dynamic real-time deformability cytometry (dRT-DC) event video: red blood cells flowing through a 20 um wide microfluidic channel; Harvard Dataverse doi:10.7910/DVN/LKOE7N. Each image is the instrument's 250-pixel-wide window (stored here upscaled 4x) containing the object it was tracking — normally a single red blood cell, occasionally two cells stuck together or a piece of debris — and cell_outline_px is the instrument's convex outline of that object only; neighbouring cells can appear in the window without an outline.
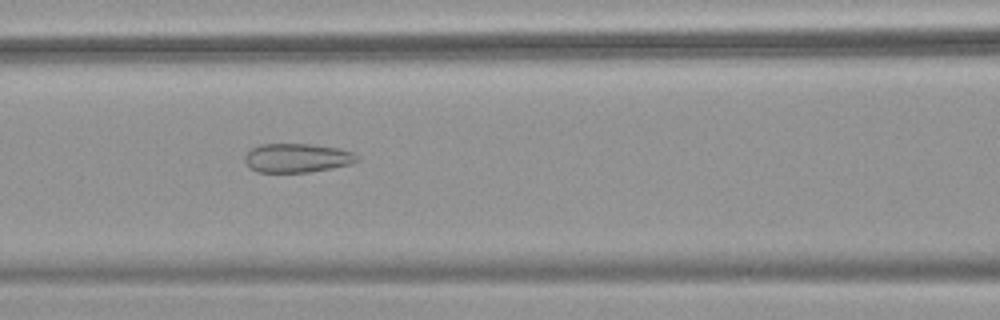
{"species": "common noctule bat (a hibernating species)", "species_latin": "Nyctalus noctula", "temperature_condition": "warm", "stored_images_in_passage": 53, "camera_frame_rate_fps": 3000, "um_per_image_px": 0.085, "animal": {"sex": "female", "body_mass_g": 18.4}, "frame": {"image": 1, "passage_image": 24, "time_ms": 7.667, "image_size_px": [1000, 320], "cell_outline_px": [[360, 160], [352, 164], [332, 168], [308, 172], [256, 172], [248, 168], [244, 160], [244, 156], [252, 148], [260, 144], [312, 144], [340, 148], [352, 152], [360, 156]], "centroid_in_image_um": [25.27, 13.43], "position_along_channel_um": 141.3, "area_um2": 19.25}}
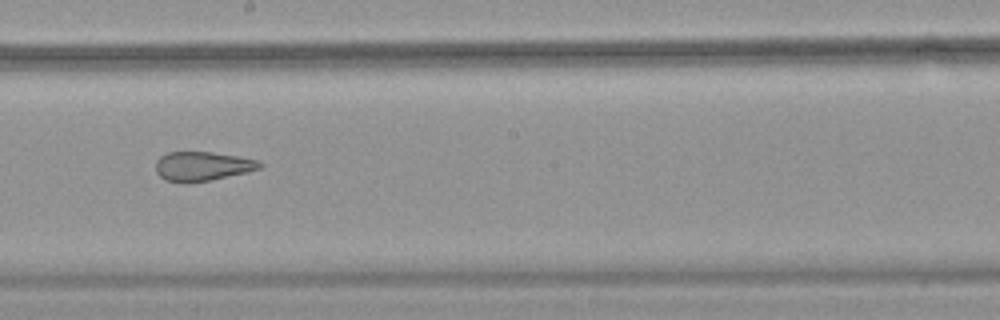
{"frame": {"image": 2, "passage_image": 31, "time_ms": 10.0, "image_size_px": [1000, 320], "cell_outline_px": [[264, 164], [260, 168], [248, 172], [212, 180], [184, 184], [164, 180], [156, 172], [156, 160], [160, 156], [168, 152], [212, 152], [260, 160]], "centroid_in_image_um": [17.2, 14.14], "position_along_channel_um": 231.0, "area_um2": 18.03}}
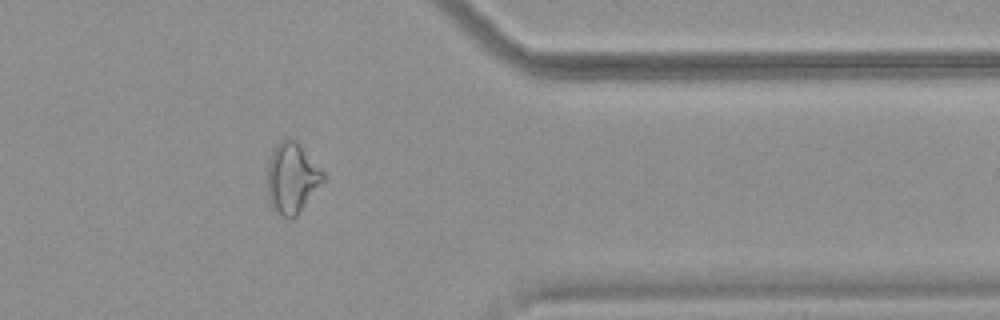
{"frame": {"image": 3, "passage_image": 44, "time_ms": 14.333, "image_size_px": [1000, 320], "cell_outline_px": [[324, 180], [296, 216], [292, 220], [288, 220], [276, 212], [272, 208], [268, 200], [268, 156], [276, 144], [280, 140], [296, 140], [300, 144], [324, 172]], "centroid_in_image_um": [24.79, 15.14], "position_along_channel_um": 386.6, "area_um2": 22.95}, "authors_computed_cell_mechanics": {"area_um2": 23.5824, "velocity_mm_per_s": 3.87, "shape_relaxation_time_tau1_ms": null, "shape_relaxation_time_tau2_ms": 1.6385, "deformation_change_tau1": null, "deformation_change_tau2": 0.1055}}